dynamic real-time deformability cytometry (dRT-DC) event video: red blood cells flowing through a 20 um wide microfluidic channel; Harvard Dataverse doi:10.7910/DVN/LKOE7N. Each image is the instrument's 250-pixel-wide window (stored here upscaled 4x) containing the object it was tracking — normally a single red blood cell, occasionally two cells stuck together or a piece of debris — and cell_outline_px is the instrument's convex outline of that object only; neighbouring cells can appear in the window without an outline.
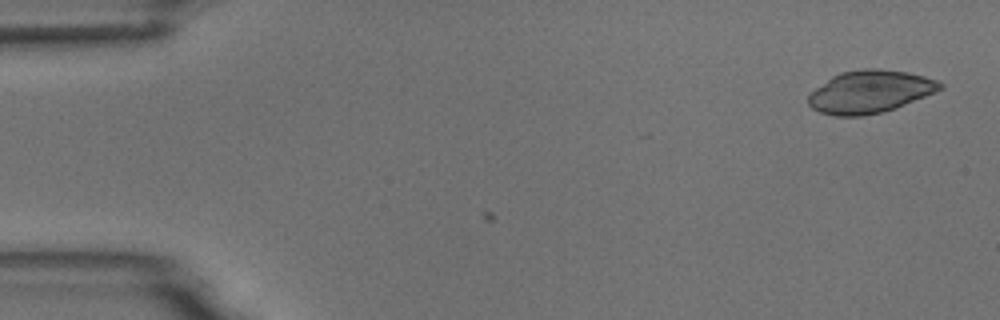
{"species": "common noctule bat (a hibernating species)", "species_latin": "Nyctalus noctula", "temperature_condition": "room temperature", "stored_images_in_passage": 2, "camera_frame_rate_fps": 3000, "um_per_image_px": 0.085, "animal": {"sex": "male", "body_mass_g": 18.8}, "frame": {"image": 1, "passage_image": 2, "time_ms": 1.0, "image_size_px": [1000, 320], "cell_outline_px": [[944, 88], [936, 92], [896, 108], [864, 116], [836, 116], [820, 112], [812, 108], [808, 104], [808, 96], [816, 88], [832, 76], [840, 72], [864, 68], [876, 68], [908, 72], [924, 76], [936, 80], [944, 84]], "centroid_in_image_um": [73.96, 7.79], "position_along_channel_um": 11.0, "area_um2": 32.71}}